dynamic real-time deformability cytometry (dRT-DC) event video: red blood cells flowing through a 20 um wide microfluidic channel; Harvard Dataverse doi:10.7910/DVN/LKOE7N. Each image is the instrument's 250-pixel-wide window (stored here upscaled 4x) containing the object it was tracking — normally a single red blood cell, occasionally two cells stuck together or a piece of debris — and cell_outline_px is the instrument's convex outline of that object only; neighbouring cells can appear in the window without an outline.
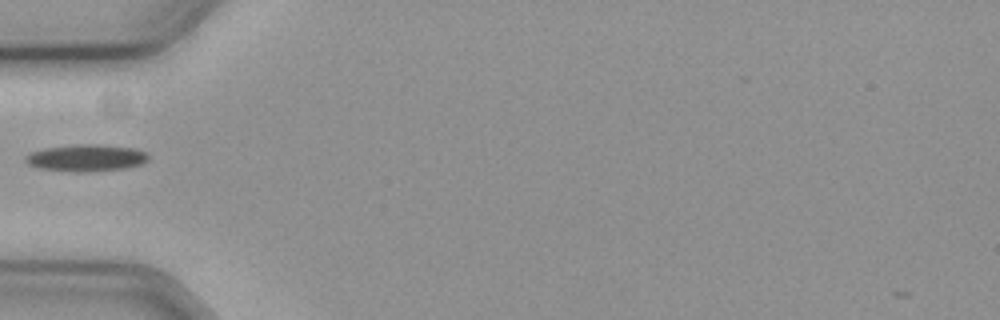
{"species": "common noctule bat (a hibernating species)", "species_latin": "Nyctalus noctula", "temperature_condition": "cold", "stored_images_in_passage": 40, "camera_frame_rate_fps": 3000, "um_per_image_px": 0.085, "animal": {"sex": "female", "body_mass_g": 19.3, "forearm_length_mm": 54.1}, "frame": {"image": 1, "passage_image": 2, "time_ms": 0.333, "image_size_px": [1000, 320], "cell_outline_px": [[148, 160], [140, 164], [124, 168], [80, 172], [72, 172], [36, 168], [28, 164], [24, 160], [24, 156], [28, 152], [44, 148], [76, 144], [92, 144], [136, 148], [148, 152]], "centroid_in_image_um": [7.27, 13.41], "position_along_channel_um": 77.7, "area_um2": 19.42}}
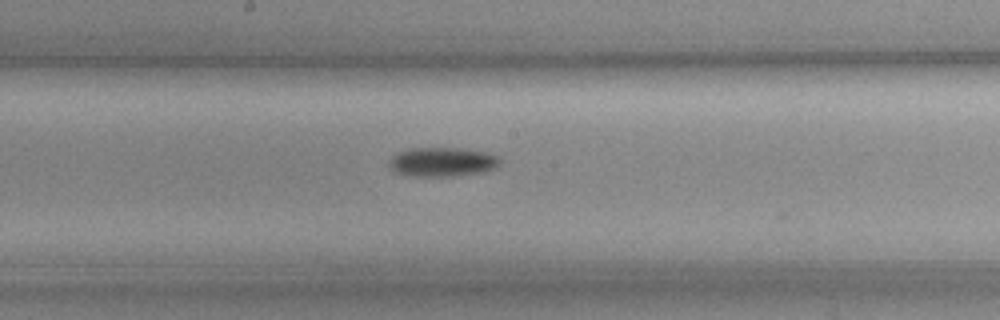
{"frame": {"image": 2, "passage_image": 13, "time_ms": 4.0, "image_size_px": [1000, 320], "cell_outline_px": [[500, 164], [496, 168], [484, 172], [452, 176], [408, 176], [392, 172], [388, 164], [392, 156], [396, 152], [412, 148], [456, 148], [484, 152], [496, 156], [500, 160]], "centroid_in_image_um": [37.54, 13.78], "position_along_channel_um": 210.7, "area_um2": 18.96}}
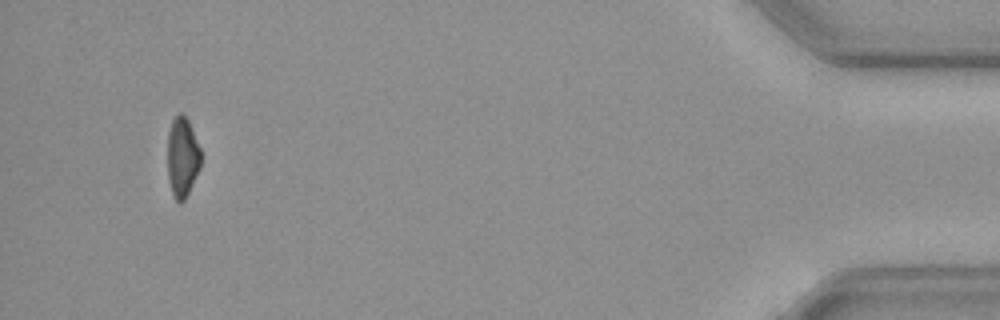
{"frame": {"image": 3, "passage_image": 37, "time_ms": 12.0, "image_size_px": [1000, 320], "cell_outline_px": [[200, 168], [184, 200], [180, 204], [172, 196], [168, 180], [168, 132], [172, 120], [180, 112], [188, 120], [200, 148]], "centroid_in_image_um": [15.48, 13.38], "position_along_channel_um": 419.7, "area_um2": 15.43}, "authors_computed_cell_mechanics": {"area_um2": 17.4845, "velocity_mm_per_s": 3.6157, "shape_relaxation_time_tau1_ms": 9.8372, "shape_relaxation_time_tau2_ms": null, "deformation_change_tau1": 0.1884, "deformation_change_tau2": null}}